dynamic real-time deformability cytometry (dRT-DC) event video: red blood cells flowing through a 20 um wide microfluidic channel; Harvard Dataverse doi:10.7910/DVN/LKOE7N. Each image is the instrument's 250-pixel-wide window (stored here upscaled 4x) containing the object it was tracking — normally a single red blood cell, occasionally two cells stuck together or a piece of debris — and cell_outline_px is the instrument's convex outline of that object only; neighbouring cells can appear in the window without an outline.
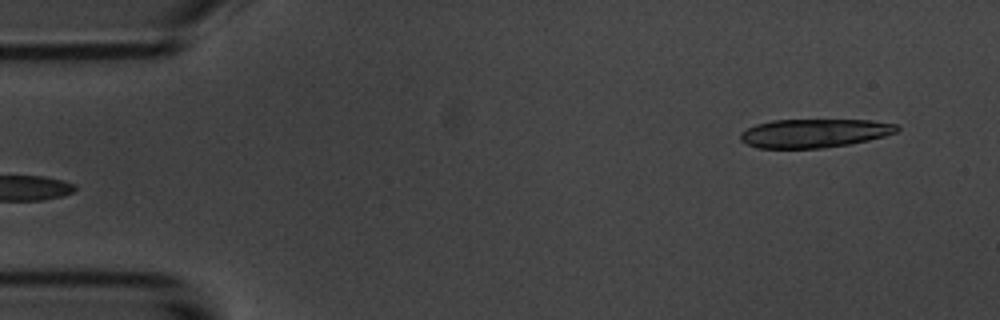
{"species": "common noctule bat (a hibernating species)", "species_latin": "Nyctalus noctula", "temperature_condition": "room temperature", "stored_images_in_passage": 4, "segment_of_instrument_passage": [2, 2], "camera_frame_rate_fps": 3000, "um_per_image_px": 0.085, "animal": {"sex": "male", "body_mass_g": 20.1, "forearm_length_mm": 53.5}, "frame": {"image": 1, "passage_image": 4, "time_ms": 4.333, "image_size_px": [1000, 320], "cell_outline_px": [[900, 128], [896, 132], [884, 136], [868, 140], [848, 144], [820, 148], [756, 148], [740, 140], [740, 132], [756, 124], [772, 120], [872, 120], [896, 124]], "centroid_in_image_um": [69.2, 11.31], "position_along_channel_um": 15.8, "area_um2": 26.07}}